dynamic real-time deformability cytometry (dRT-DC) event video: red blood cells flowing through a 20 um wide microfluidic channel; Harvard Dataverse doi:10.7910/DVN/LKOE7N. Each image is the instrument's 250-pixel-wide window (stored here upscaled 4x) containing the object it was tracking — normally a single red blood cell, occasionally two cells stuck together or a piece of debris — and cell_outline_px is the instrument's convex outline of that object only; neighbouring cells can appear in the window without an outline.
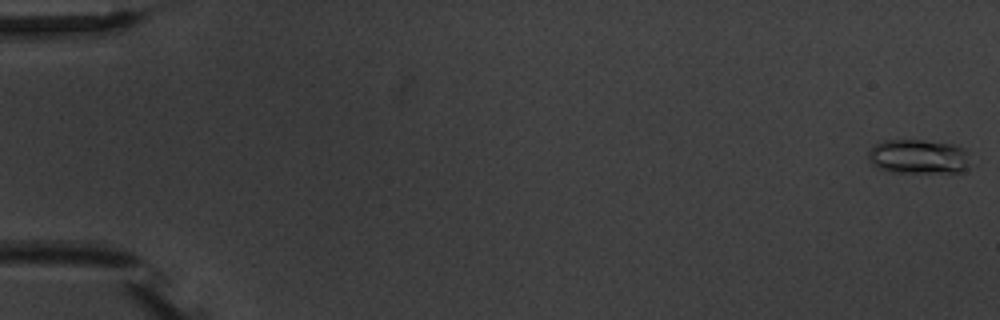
{"species": "common noctule bat (a hibernating species)", "species_latin": "Nyctalus noctula", "temperature_condition": "warm", "stored_images_in_passage": 6, "camera_frame_rate_fps": 3000, "um_per_image_px": 0.085, "animal": {"sex": "male", "body_mass_g": 20.1, "forearm_length_mm": 53.5}, "frame": {"image": 1, "passage_image": 1, "time_ms": 0.0, "image_size_px": [1000, 320], "cell_outline_px": [[968, 164], [960, 172], [888, 172], [872, 164], [868, 160], [868, 152], [876, 144], [884, 140], [920, 140], [952, 144], [964, 148], [968, 152]], "centroid_in_image_um": [78.04, 13.31], "position_along_channel_um": 7.0, "area_um2": 20.29}}